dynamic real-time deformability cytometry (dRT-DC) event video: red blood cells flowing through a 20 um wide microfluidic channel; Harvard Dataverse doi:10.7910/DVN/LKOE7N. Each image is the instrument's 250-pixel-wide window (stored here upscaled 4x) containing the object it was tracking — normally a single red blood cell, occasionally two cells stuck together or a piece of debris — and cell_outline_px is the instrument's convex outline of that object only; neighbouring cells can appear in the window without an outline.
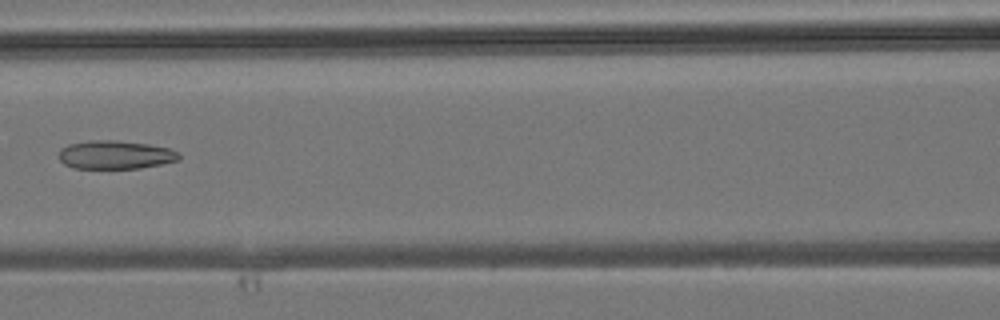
{"species": "common noctule bat (a hibernating species)", "species_latin": "Nyctalus noctula", "temperature_condition": "room temperature", "stored_images_in_passage": 41, "camera_frame_rate_fps": 3000, "um_per_image_px": 0.085, "animal": {"sex": "male", "body_mass_g": 19.2, "forearm_length_mm": 51.8}, "frame": {"image": 1, "passage_image": 18, "time_ms": 5.667, "image_size_px": [1000, 320], "cell_outline_px": [[180, 160], [140, 168], [72, 168], [64, 164], [60, 160], [60, 148], [68, 144], [88, 140], [116, 140], [148, 144], [168, 148], [176, 152], [180, 156]], "centroid_in_image_um": [9.77, 13.15], "position_along_channel_um": 156.8, "area_um2": 19.88}}
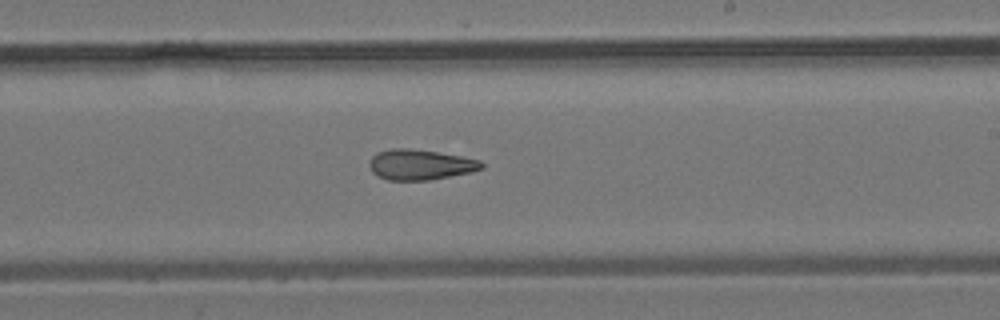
{"frame": {"image": 2, "passage_image": 24, "time_ms": 7.667, "image_size_px": [1000, 320], "cell_outline_px": [[484, 168], [472, 172], [428, 180], [388, 180], [372, 172], [368, 164], [372, 156], [376, 152], [392, 148], [408, 148], [436, 152], [460, 156], [480, 160], [484, 164]], "centroid_in_image_um": [35.71, 13.99], "position_along_channel_um": 253.3, "area_um2": 19.83}}
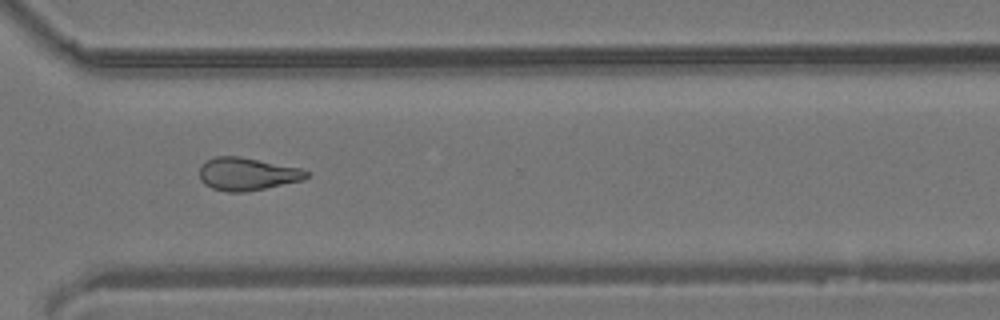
{"frame": {"image": 3, "passage_image": 30, "time_ms": 9.667, "image_size_px": [1000, 320], "cell_outline_px": [[308, 176], [304, 180], [244, 192], [228, 192], [212, 188], [204, 184], [200, 180], [200, 164], [216, 156], [240, 156], [300, 168], [308, 172]], "centroid_in_image_um": [20.98, 14.78], "position_along_channel_um": 349.6, "area_um2": 20.35}}